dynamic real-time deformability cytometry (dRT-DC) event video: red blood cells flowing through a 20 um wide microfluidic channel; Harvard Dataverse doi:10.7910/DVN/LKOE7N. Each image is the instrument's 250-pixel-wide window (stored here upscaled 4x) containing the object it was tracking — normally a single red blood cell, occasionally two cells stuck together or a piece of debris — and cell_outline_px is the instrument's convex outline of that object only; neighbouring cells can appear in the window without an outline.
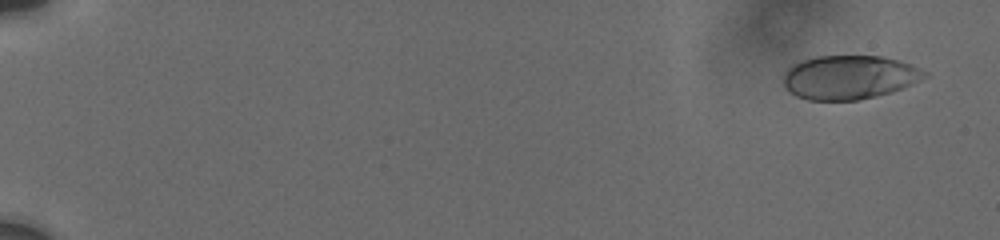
{"species": "human", "species_latin": "Homo sapiens", "temperature_condition": "cold", "stored_images_in_passage": 33, "camera_frame_rate_fps": 3000, "um_per_image_px": 0.085, "donor": {"sex": "male"}, "frame": {"image": 1, "passage_image": 3, "time_ms": 0.667, "image_size_px": [1000, 240], "cell_outline_px": [[928, 76], [892, 92], [860, 100], [808, 100], [796, 96], [784, 84], [784, 72], [792, 64], [800, 60], [816, 56], [880, 56], [900, 60], [912, 64], [928, 72]], "centroid_in_image_um": [72.2, 6.56], "position_along_channel_um": 12.8, "area_um2": 36.18}}
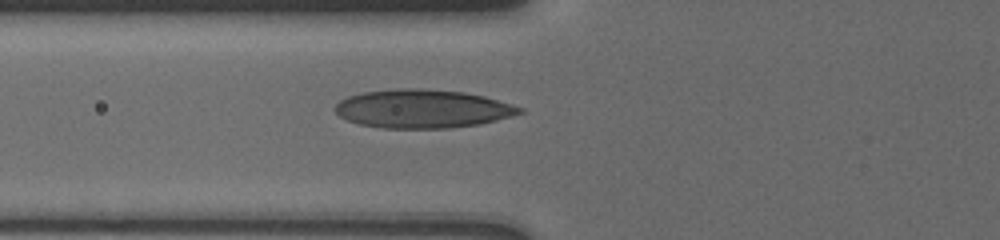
{"frame": {"image": 2, "passage_image": 20, "time_ms": 7.667, "image_size_px": [1000, 240], "cell_outline_px": [[524, 112], [512, 116], [480, 124], [448, 128], [380, 128], [360, 124], [348, 120], [340, 116], [336, 112], [336, 104], [340, 100], [348, 96], [364, 92], [396, 88], [420, 88], [464, 92], [484, 96], [512, 104], [524, 108]], "centroid_in_image_um": [35.93, 9.24], "position_along_channel_um": 89.9, "area_um2": 41.38}}
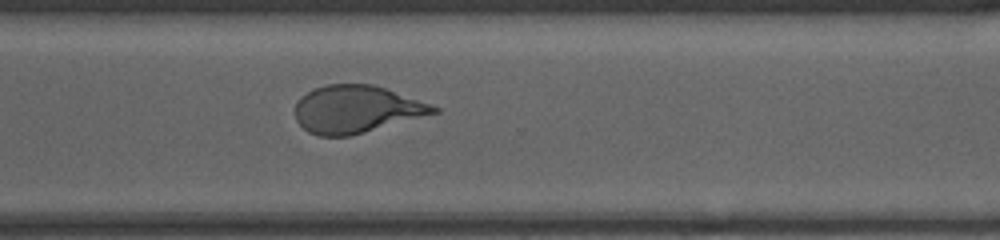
{"frame": {"image": 3, "passage_image": 33, "time_ms": 14.333, "image_size_px": [1000, 240], "cell_outline_px": [[440, 112], [348, 136], [320, 136], [308, 132], [296, 120], [296, 100], [300, 96], [312, 88], [328, 84], [372, 84], [432, 104], [440, 108]], "centroid_in_image_um": [30.27, 9.27], "position_along_channel_um": 340.3, "area_um2": 38.15}}